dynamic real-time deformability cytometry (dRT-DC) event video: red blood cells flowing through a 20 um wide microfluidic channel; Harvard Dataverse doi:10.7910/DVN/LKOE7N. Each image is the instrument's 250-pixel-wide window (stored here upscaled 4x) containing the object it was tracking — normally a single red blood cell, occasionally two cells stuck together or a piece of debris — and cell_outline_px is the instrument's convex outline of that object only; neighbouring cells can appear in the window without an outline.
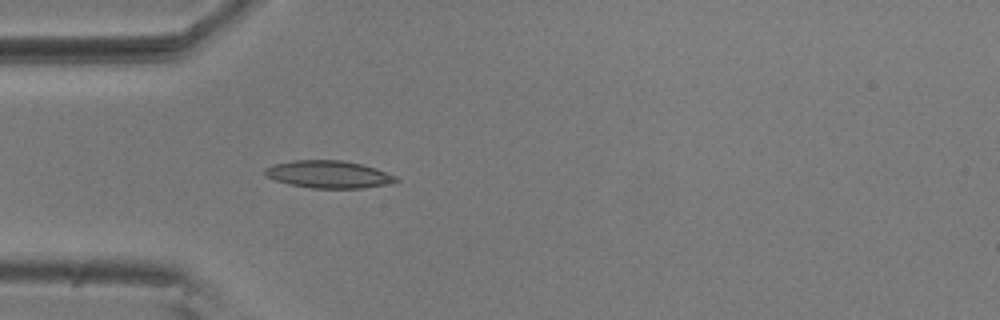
{"species": "common noctule bat (a hibernating species)", "species_latin": "Nyctalus noctula", "temperature_condition": "room temperature", "stored_images_in_passage": 40, "camera_frame_rate_fps": 3000, "um_per_image_px": 0.085, "animal": {"sex": "male", "body_mass_g": 20.5, "forearm_length_mm": 52.5}, "frame": {"image": 1, "passage_image": 1, "time_ms": 0.0, "image_size_px": [1000, 320], "cell_outline_px": [[400, 180], [392, 184], [364, 188], [312, 188], [292, 184], [276, 180], [268, 176], [264, 172], [264, 168], [276, 164], [292, 160], [344, 160], [376, 168], [396, 176]], "centroid_in_image_um": [28.0, 14.82], "position_along_channel_um": 57.0, "area_um2": 20.87}}
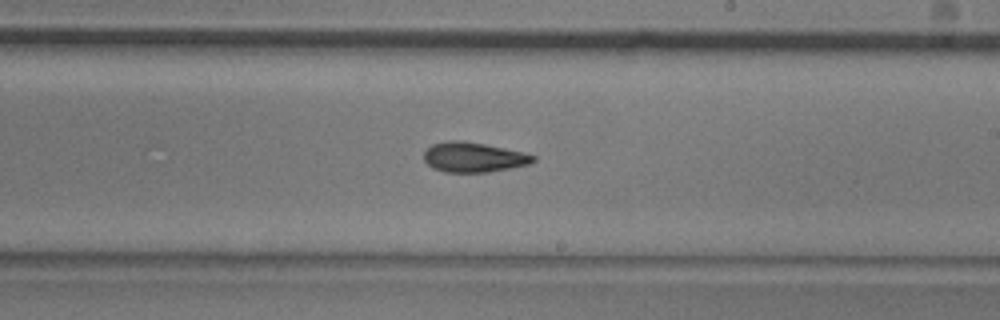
{"frame": {"image": 2, "passage_image": 17, "time_ms": 5.333, "image_size_px": [1000, 320], "cell_outline_px": [[536, 160], [528, 164], [488, 172], [444, 172], [432, 168], [424, 160], [424, 152], [432, 144], [448, 140], [464, 140], [524, 152], [536, 156]], "centroid_in_image_um": [40.23, 13.35], "position_along_channel_um": 248.8, "area_um2": 19.02}}
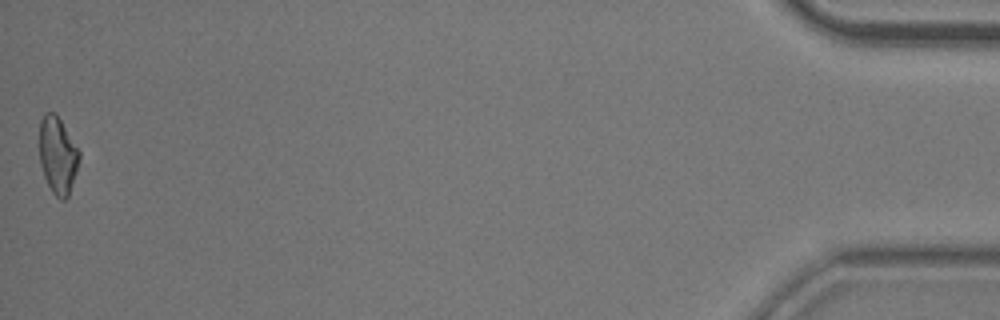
{"frame": {"image": 3, "passage_image": 40, "time_ms": 13.0, "image_size_px": [1000, 320], "cell_outline_px": [[80, 156], [76, 172], [68, 196], [64, 200], [60, 200], [52, 192], [44, 176], [40, 164], [40, 120], [44, 112], [56, 112], [80, 152]], "centroid_in_image_um": [4.9, 13.18], "position_along_channel_um": 430.3, "area_um2": 17.8}, "authors_computed_cell_mechanics": {"area_um2": 18.6405, "velocity_mm_per_s": 3.6497, "shape_relaxation_time_tau1_ms": 6.5094, "shape_relaxation_time_tau2_ms": 4.3366, "deformation_change_tau1": 0.17, "deformation_change_tau2": 0.1257}}